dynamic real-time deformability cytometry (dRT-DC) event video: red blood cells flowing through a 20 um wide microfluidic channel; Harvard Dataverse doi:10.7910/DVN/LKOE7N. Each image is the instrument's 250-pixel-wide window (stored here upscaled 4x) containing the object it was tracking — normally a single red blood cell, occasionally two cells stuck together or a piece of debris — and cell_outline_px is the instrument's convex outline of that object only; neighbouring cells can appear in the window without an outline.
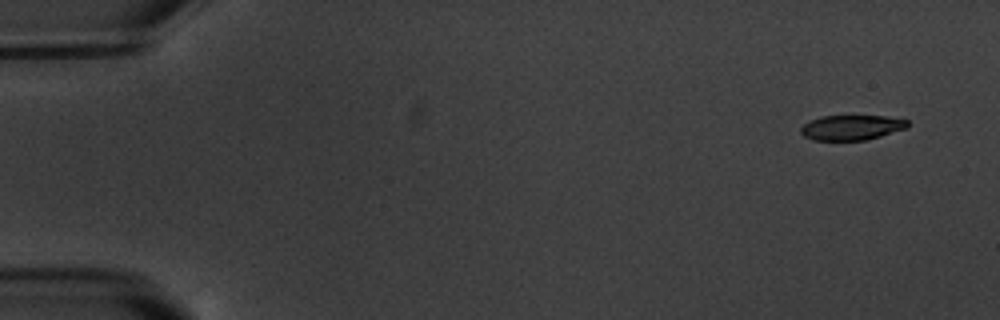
{"species": "common noctule bat (a hibernating species)", "species_latin": "Nyctalus noctula", "temperature_condition": "warm", "stored_images_in_passage": 7, "camera_frame_rate_fps": 3000, "um_per_image_px": 0.085, "animal": {"sex": "male", "body_mass_g": 20.1, "forearm_length_mm": 53.5}, "frame": {"image": 1, "passage_image": 1, "time_ms": 0.0, "image_size_px": [1000, 320], "cell_outline_px": [[908, 128], [880, 136], [864, 140], [812, 140], [804, 136], [800, 132], [800, 128], [804, 124], [820, 116], [884, 116], [908, 120]], "centroid_in_image_um": [72.38, 10.84], "position_along_channel_um": 12.6, "area_um2": 15.49}}
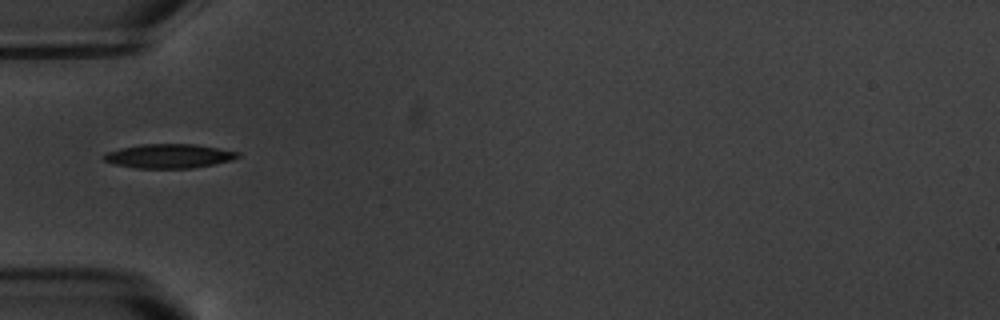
{"frame": {"image": 2, "passage_image": 5, "time_ms": 5.333, "image_size_px": [1000, 320], "cell_outline_px": [[240, 156], [232, 160], [192, 168], [136, 168], [112, 164], [104, 160], [100, 156], [108, 152], [120, 148], [140, 144], [196, 144], [240, 152]], "centroid_in_image_um": [14.33, 13.26], "position_along_channel_um": 70.7, "area_um2": 18.9}}